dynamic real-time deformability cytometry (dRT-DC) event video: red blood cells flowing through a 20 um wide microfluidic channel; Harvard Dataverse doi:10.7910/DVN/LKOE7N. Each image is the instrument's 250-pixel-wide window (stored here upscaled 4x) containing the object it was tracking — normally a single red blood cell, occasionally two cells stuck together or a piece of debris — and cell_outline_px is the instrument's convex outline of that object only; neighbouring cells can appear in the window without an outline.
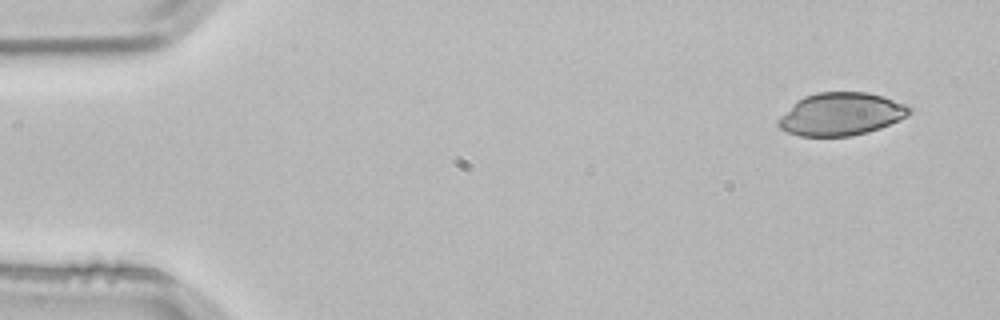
{"species": "common noctule bat (a hibernating species)", "species_latin": "Nyctalus noctula", "temperature_condition": "room temperature", "stored_images_in_passage": 4, "camera_frame_rate_fps": 3000, "um_per_image_px": 0.085, "animal": {"sex": "male", "body_mass_g": 21.5, "forearm_length_mm": 52.0}, "frame": {"image": 1, "passage_image": 1, "time_ms": 0.0, "image_size_px": [1000, 320], "cell_outline_px": [[912, 112], [900, 120], [880, 128], [868, 132], [852, 136], [800, 136], [788, 132], [780, 128], [776, 124], [776, 120], [792, 104], [804, 96], [816, 92], [868, 92], [884, 96], [904, 104], [912, 108]], "centroid_in_image_um": [71.48, 9.7], "position_along_channel_um": 13.5, "area_um2": 32.83}}